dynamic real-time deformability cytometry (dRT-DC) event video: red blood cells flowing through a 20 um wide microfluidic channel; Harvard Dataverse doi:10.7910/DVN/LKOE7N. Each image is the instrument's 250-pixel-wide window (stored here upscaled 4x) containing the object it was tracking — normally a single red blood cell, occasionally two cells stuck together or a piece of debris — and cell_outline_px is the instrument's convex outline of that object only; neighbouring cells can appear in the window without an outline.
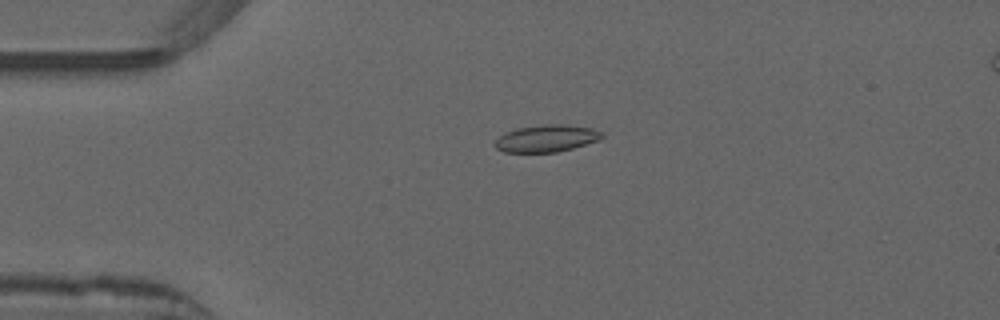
{"species": "common noctule bat (a hibernating species)", "species_latin": "Nyctalus noctula", "temperature_condition": "warm", "stored_images_in_passage": 46, "camera_frame_rate_fps": 3000, "um_per_image_px": 0.085, "animal": {"sex": "male", "forearm_length_mm": 52.5}, "frame": {"image": 1, "passage_image": 8, "time_ms": 2.333, "image_size_px": [1000, 320], "cell_outline_px": [[604, 136], [600, 140], [572, 148], [556, 152], [504, 152], [496, 148], [492, 144], [500, 136], [516, 128], [548, 124], [564, 124], [592, 128], [604, 132]], "centroid_in_image_um": [46.48, 11.76], "position_along_channel_um": 38.5, "area_um2": 16.88}}
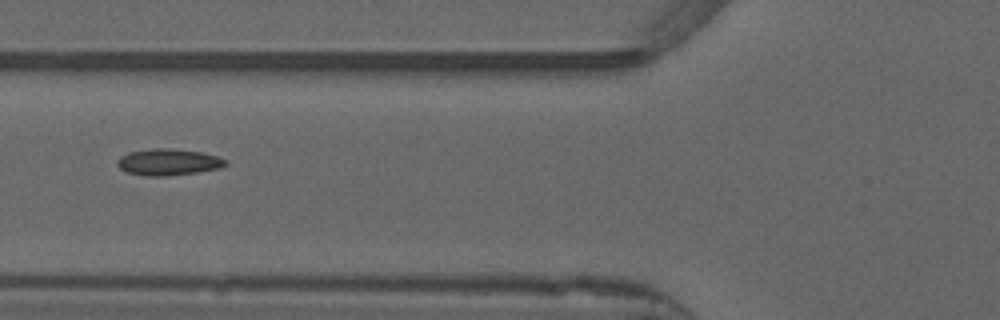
{"frame": {"image": 2, "passage_image": 16, "time_ms": 5.0, "image_size_px": [1000, 320], "cell_outline_px": [[228, 164], [220, 168], [196, 172], [164, 176], [148, 176], [128, 172], [120, 168], [116, 164], [116, 160], [120, 156], [128, 152], [152, 148], [168, 148], [200, 152], [216, 156], [228, 160]], "centroid_in_image_um": [14.29, 13.77], "position_along_channel_um": 111.5, "area_um2": 16.65}}
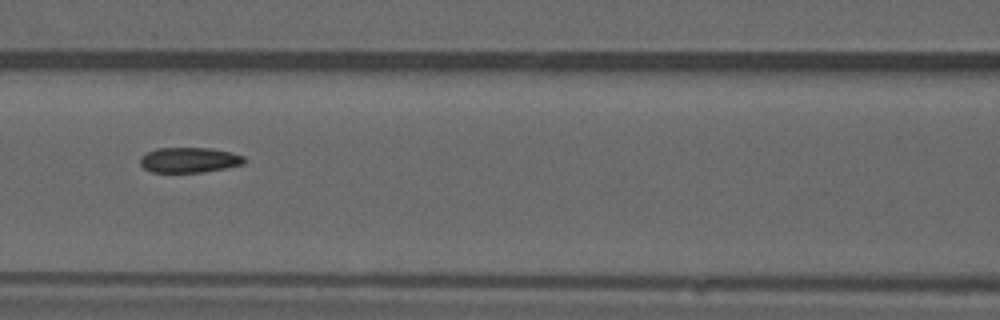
{"frame": {"image": 3, "passage_image": 19, "time_ms": 6.0, "image_size_px": [1000, 320], "cell_outline_px": [[244, 164], [204, 172], [152, 172], [144, 168], [140, 164], [140, 156], [156, 148], [212, 148], [232, 152], [244, 156]], "centroid_in_image_um": [16.08, 13.59], "position_along_channel_um": 150.5, "area_um2": 15.32}, "authors_computed_cell_mechanics": {"area_um2": 15.9239, "velocity_mm_per_s": 3.8874, "shape_relaxation_time_tau1_ms": null, "shape_relaxation_time_tau2_ms": 3.5723, "deformation_change_tau1": null, "deformation_change_tau2": 0.0737}}